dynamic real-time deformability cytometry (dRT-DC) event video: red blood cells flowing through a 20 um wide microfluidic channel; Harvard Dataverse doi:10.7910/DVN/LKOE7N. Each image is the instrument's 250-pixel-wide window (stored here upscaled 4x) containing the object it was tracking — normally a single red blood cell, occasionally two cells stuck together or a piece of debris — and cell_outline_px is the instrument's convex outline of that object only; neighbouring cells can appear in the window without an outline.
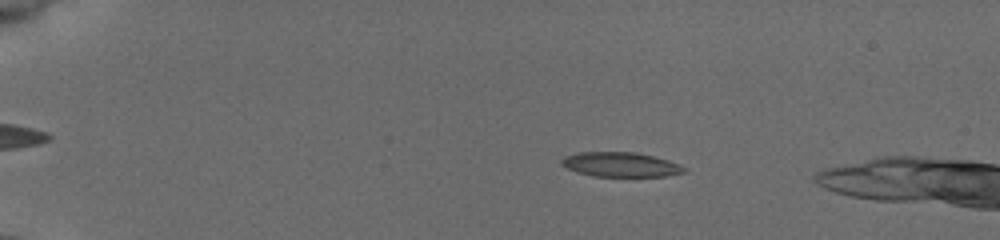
{"species": "common noctule bat (a hibernating species)", "species_latin": "Nyctalus noctula", "temperature_condition": "cold", "stored_images_in_passage": 54, "camera_frame_rate_fps": 3000, "um_per_image_px": 0.085, "animal": {"sex": "female", "body_mass_g": 19.5, "forearm_length_mm": 54.1}, "frame": {"image": 1, "passage_image": 12, "time_ms": 3.667, "image_size_px": [1000, 240], "cell_outline_px": [[684, 172], [664, 176], [592, 176], [568, 168], [560, 164], [560, 160], [564, 156], [580, 152], [632, 152], [652, 156], [668, 160], [684, 168]], "centroid_in_image_um": [52.68, 13.98], "position_along_channel_um": 32.3, "area_um2": 17.17}}
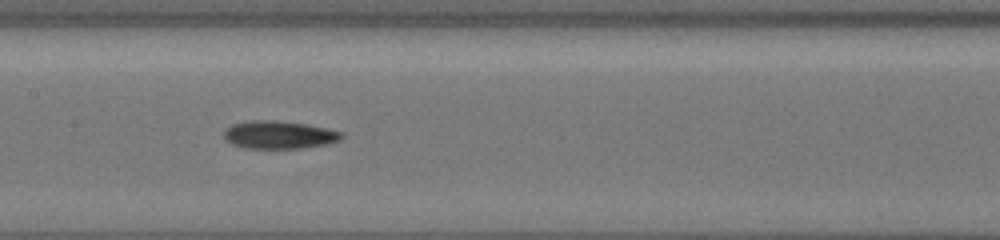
{"frame": {"image": 2, "passage_image": 30, "time_ms": 9.667, "image_size_px": [1000, 240], "cell_outline_px": [[344, 136], [340, 140], [328, 144], [300, 148], [248, 148], [232, 144], [224, 136], [224, 132], [232, 124], [252, 120], [276, 120], [304, 124], [344, 132]], "centroid_in_image_um": [23.76, 11.46], "position_along_channel_um": 183.6, "area_um2": 18.9}}
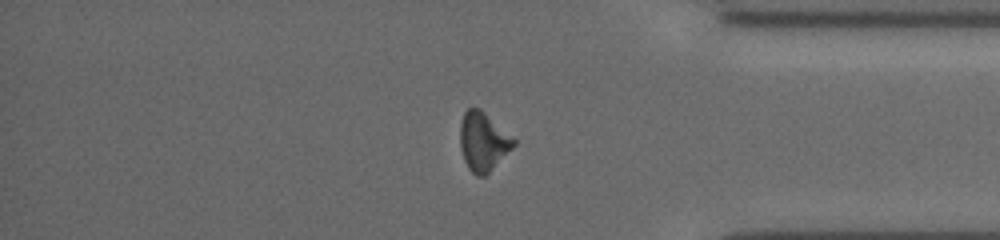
{"frame": {"image": 3, "passage_image": 47, "time_ms": 15.333, "image_size_px": [1000, 240], "cell_outline_px": [[516, 144], [484, 176], [476, 176], [468, 168], [464, 160], [460, 148], [460, 124], [464, 112], [468, 108], [480, 108], [516, 140]], "centroid_in_image_um": [41.04, 12.02], "position_along_channel_um": 394.2, "area_um2": 18.09}}